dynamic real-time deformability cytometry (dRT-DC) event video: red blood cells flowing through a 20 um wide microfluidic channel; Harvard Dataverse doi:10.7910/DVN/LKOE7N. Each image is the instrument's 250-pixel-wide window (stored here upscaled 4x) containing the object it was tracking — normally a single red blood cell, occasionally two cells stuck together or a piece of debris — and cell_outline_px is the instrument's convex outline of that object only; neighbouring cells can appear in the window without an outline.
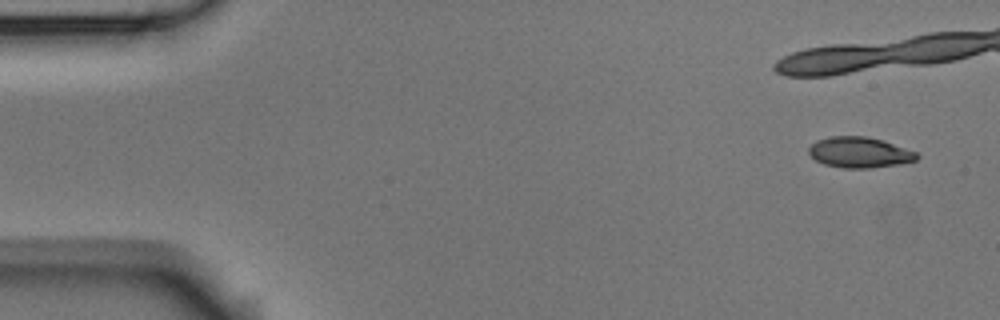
{"species": "Egyptian fruit bat (a non-hibernating species)", "species_latin": "Rousettus aegyptiacus", "temperature_condition": "room temperature", "stored_images_in_passage": 8, "camera_frame_rate_fps": 3000, "um_per_image_px": 0.085, "animal": {"sex": "male"}, "frame": {"image": 1, "passage_image": 1, "time_ms": 0.0, "image_size_px": [1000, 320], "cell_outline_px": [[920, 156], [916, 160], [900, 164], [868, 168], [844, 168], [824, 164], [816, 160], [808, 152], [808, 148], [816, 140], [832, 136], [864, 136], [880, 140], [916, 152]], "centroid_in_image_um": [73.03, 12.96], "position_along_channel_um": 12.0, "area_um2": 19.07}}
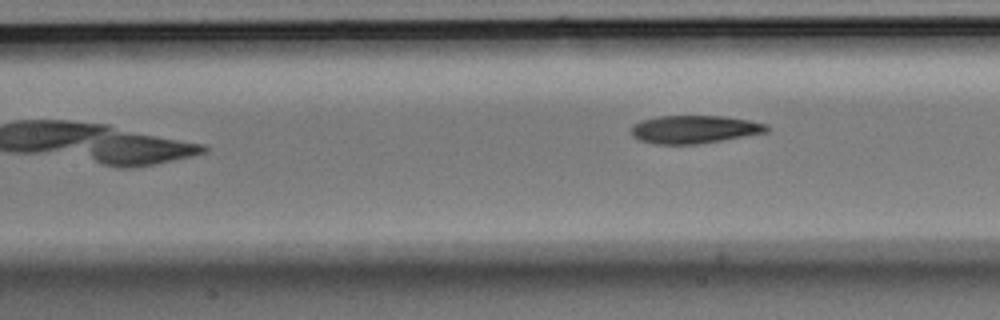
{"frame": {"image": 2, "passage_image": 8, "time_ms": 8.333, "image_size_px": [1000, 320], "cell_outline_px": [[768, 132], [696, 144], [656, 144], [640, 140], [632, 136], [632, 124], [640, 120], [656, 116], [724, 116], [748, 120], [768, 124]], "centroid_in_image_um": [58.99, 10.98], "position_along_channel_um": 148.4, "area_um2": 22.02}}